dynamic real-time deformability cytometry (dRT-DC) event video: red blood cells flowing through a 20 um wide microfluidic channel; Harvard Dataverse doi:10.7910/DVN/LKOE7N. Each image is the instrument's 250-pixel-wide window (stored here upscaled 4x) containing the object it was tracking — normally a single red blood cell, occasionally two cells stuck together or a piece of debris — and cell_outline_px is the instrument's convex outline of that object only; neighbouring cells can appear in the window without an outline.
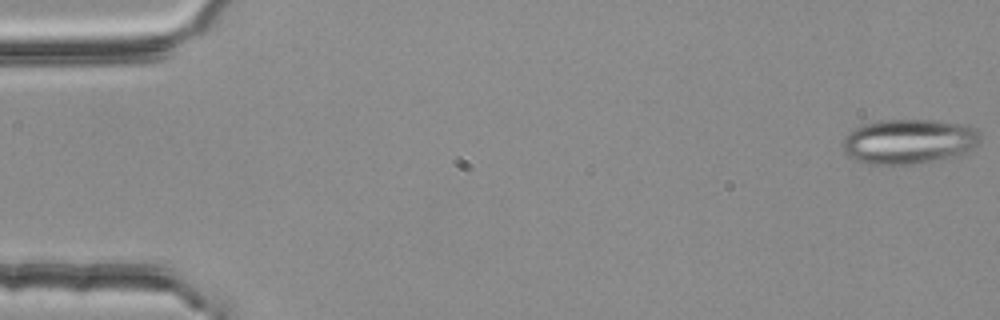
{"species": "common noctule bat (a hibernating species)", "species_latin": "Nyctalus noctula", "temperature_condition": "room temperature", "stored_images_in_passage": 8, "camera_frame_rate_fps": 3000, "um_per_image_px": 0.085, "animal": {"sex": "female", "body_mass_g": 25.1}, "frame": {"image": 1, "passage_image": 1, "time_ms": 0.0, "image_size_px": [1000, 320], "cell_outline_px": [[980, 140], [972, 148], [960, 156], [912, 164], [868, 164], [852, 160], [840, 148], [840, 144], [844, 136], [848, 132], [864, 124], [880, 120], [936, 120], [968, 124], [976, 128], [980, 132]], "centroid_in_image_um": [77.23, 12.02], "position_along_channel_um": 7.8, "area_um2": 36.59}}
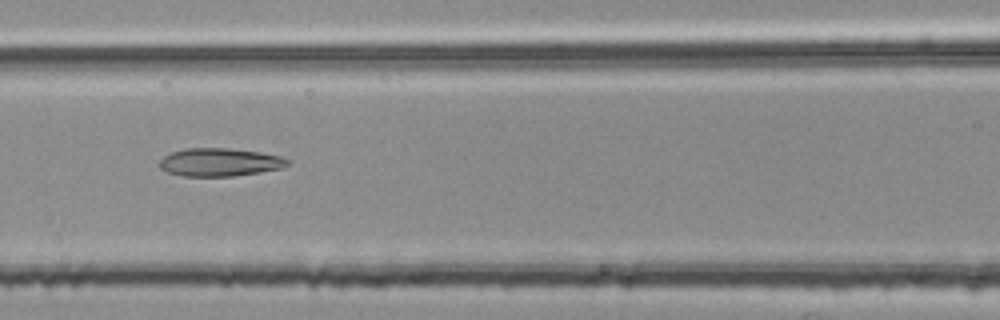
{"frame": {"image": 2, "passage_image": 7, "time_ms": 2.0, "image_size_px": [1000, 320], "cell_outline_px": [[292, 164], [284, 168], [260, 172], [232, 176], [184, 176], [168, 172], [160, 168], [160, 160], [164, 156], [172, 152], [184, 148], [228, 148], [260, 152], [280, 156], [292, 160]], "centroid_in_image_um": [18.74, 13.78], "position_along_channel_um": 147.9, "area_um2": 21.1}}
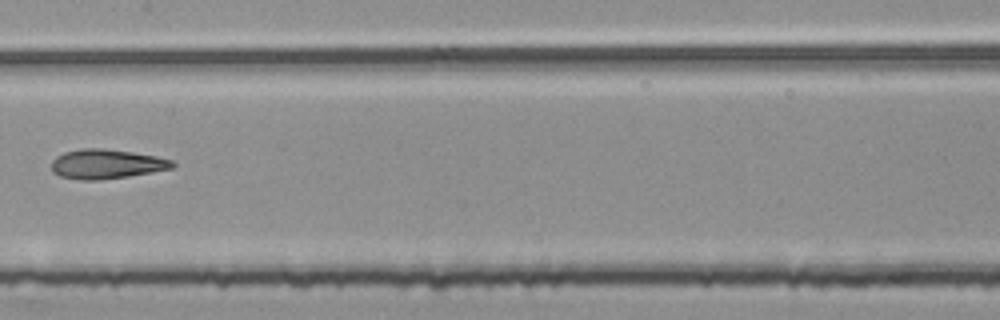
{"frame": {"image": 3, "passage_image": 8, "time_ms": 2.333, "image_size_px": [1000, 320], "cell_outline_px": [[176, 164], [172, 168], [128, 176], [100, 180], [80, 180], [60, 176], [52, 172], [52, 160], [56, 156], [64, 152], [80, 148], [104, 148], [132, 152], [156, 156], [172, 160]], "centroid_in_image_um": [9.01, 13.93], "position_along_channel_um": 198.4, "area_um2": 20.81}}